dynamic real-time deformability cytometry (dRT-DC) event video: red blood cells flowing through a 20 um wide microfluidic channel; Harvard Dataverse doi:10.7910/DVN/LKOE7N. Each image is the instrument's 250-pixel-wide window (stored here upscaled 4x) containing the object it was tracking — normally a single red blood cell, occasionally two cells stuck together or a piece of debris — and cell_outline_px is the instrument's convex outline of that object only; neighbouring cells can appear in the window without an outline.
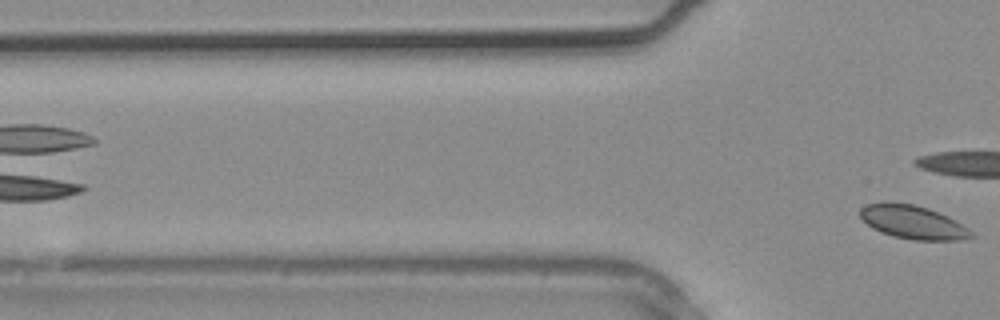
{"species": "common noctule bat (a hibernating species)", "species_latin": "Nyctalus noctula", "temperature_condition": "warm", "stored_images_in_passage": 2, "camera_frame_rate_fps": 3000, "um_per_image_px": 0.085, "animal": {"sex": "male", "body_mass_g": 20.4}, "frame": {"image": 1, "passage_image": 2, "time_ms": 0.333, "image_size_px": [1000, 320], "cell_outline_px": [[976, 236], [960, 240], [912, 240], [892, 236], [880, 232], [872, 228], [860, 216], [860, 208], [868, 204], [912, 204], [928, 208], [948, 216], [968, 228]], "centroid_in_image_um": [77.64, 18.92], "position_along_channel_um": 48.2, "area_um2": 21.27}}